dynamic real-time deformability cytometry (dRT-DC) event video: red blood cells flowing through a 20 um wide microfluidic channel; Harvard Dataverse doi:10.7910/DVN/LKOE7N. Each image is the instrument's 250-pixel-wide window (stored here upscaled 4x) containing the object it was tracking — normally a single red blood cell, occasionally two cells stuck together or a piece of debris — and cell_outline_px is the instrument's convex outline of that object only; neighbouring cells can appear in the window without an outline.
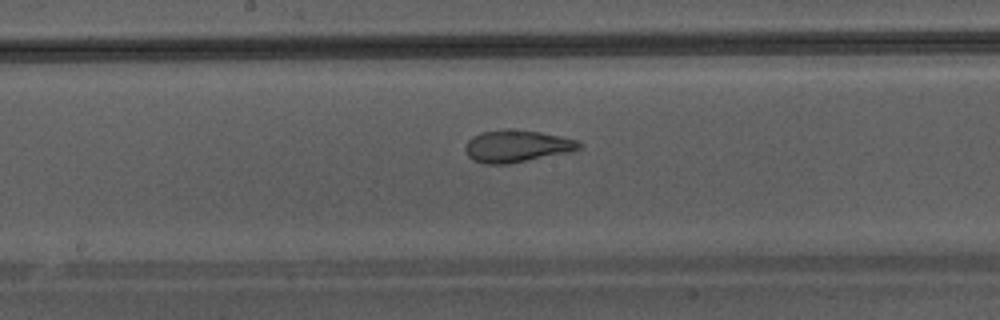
{"species": "Egyptian fruit bat (a non-hibernating species)", "species_latin": "Rousettus aegyptiacus", "temperature_condition": "warm", "stored_images_in_passage": 38, "camera_frame_rate_fps": 3000, "um_per_image_px": 0.085, "animal": {"sex": "male"}, "frame": {"image": 1, "passage_image": 16, "time_ms": 5.0, "image_size_px": [1000, 320], "cell_outline_px": [[584, 144], [580, 148], [572, 152], [508, 164], [484, 164], [472, 160], [468, 156], [464, 148], [464, 144], [472, 136], [480, 132], [504, 128], [508, 128], [540, 132], [560, 136], [576, 140]], "centroid_in_image_um": [43.9, 12.42], "position_along_channel_um": 204.3, "area_um2": 21.73}}